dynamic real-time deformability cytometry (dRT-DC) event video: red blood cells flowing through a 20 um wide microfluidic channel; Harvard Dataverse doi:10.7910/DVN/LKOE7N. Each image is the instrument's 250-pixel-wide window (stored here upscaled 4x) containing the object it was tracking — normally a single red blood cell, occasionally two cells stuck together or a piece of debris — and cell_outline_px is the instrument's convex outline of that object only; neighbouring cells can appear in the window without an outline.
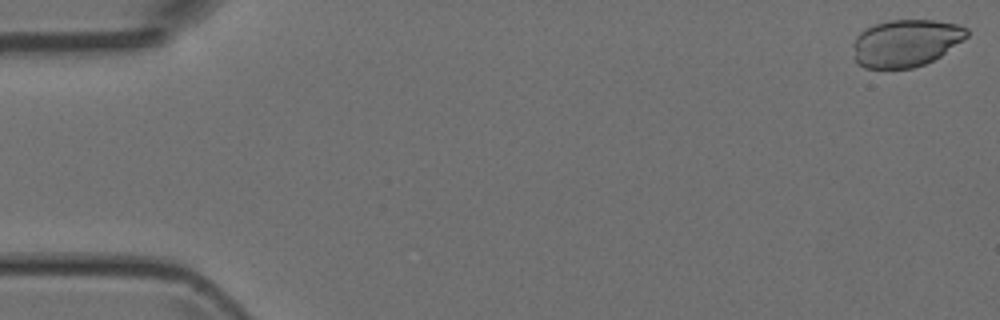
{"species": "Egyptian fruit bat (a non-hibernating species)", "species_latin": "Rousettus aegyptiacus", "temperature_condition": "room temperature", "stored_images_in_passage": 49, "camera_frame_rate_fps": 3000, "um_per_image_px": 0.085, "animal": {"sex": "female"}, "frame": {"image": 1, "passage_image": 1, "time_ms": 0.0, "image_size_px": [1000, 320], "cell_outline_px": [[968, 36], [940, 56], [924, 64], [912, 68], [864, 68], [856, 64], [852, 44], [856, 36], [860, 32], [876, 24], [888, 20], [932, 20], [960, 24], [968, 28]], "centroid_in_image_um": [76.98, 3.65], "position_along_channel_um": 8.0, "area_um2": 31.33}}
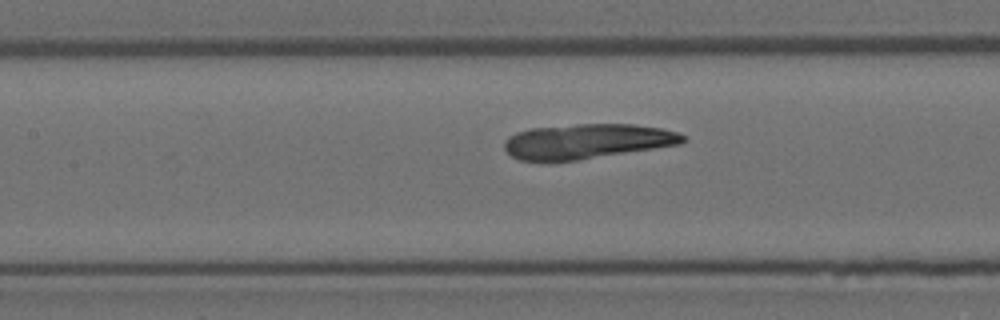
{"frame": {"image": 2, "passage_image": 22, "time_ms": 7.0, "image_size_px": [1000, 320], "cell_outline_px": [[688, 140], [684, 144], [576, 160], [520, 160], [512, 156], [504, 148], [504, 140], [508, 136], [516, 132], [532, 128], [576, 124], [632, 124], [660, 128], [680, 132]], "centroid_in_image_um": [49.95, 12.0], "position_along_channel_um": 157.4, "area_um2": 36.24}}
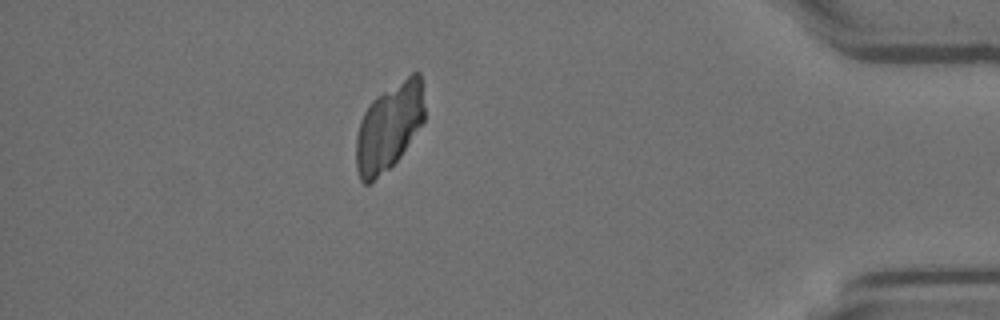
{"frame": {"image": 3, "passage_image": 43, "time_ms": 14.0, "image_size_px": [1000, 320], "cell_outline_px": [[424, 120], [400, 156], [388, 168], [368, 184], [364, 184], [360, 180], [356, 168], [356, 136], [360, 120], [364, 112], [372, 100], [376, 96], [412, 72], [420, 72], [424, 108]], "centroid_in_image_um": [33.04, 10.77], "position_along_channel_um": 402.2, "area_um2": 34.39}}